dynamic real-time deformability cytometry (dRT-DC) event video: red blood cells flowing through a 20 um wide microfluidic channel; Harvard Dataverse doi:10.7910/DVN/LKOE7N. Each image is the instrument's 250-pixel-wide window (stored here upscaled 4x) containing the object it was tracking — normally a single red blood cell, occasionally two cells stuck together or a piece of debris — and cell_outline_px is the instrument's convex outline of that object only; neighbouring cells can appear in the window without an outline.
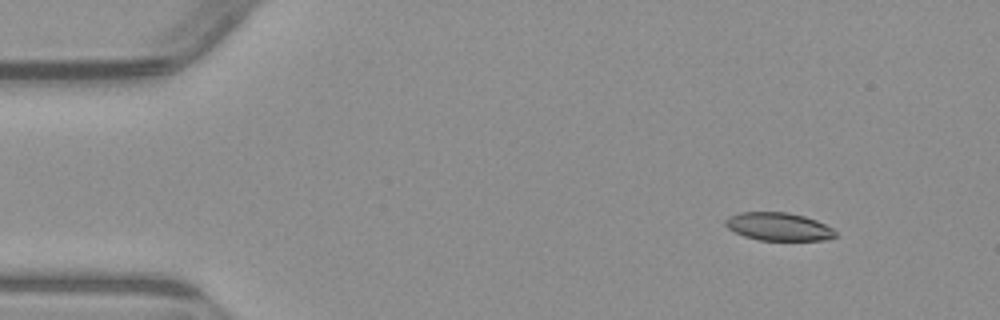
{"species": "common noctule bat (a hibernating species)", "species_latin": "Nyctalus noctula", "temperature_condition": "warm", "stored_images_in_passage": 4, "camera_frame_rate_fps": 3000, "um_per_image_px": 0.085, "animal": {"sex": "male", "body_mass_g": 23.1, "forearm_length_mm": 52.7}, "frame": {"image": 1, "passage_image": 1, "time_ms": 0.0, "image_size_px": [1000, 320], "cell_outline_px": [[836, 236], [824, 240], [760, 240], [744, 236], [728, 228], [724, 224], [724, 220], [728, 216], [740, 212], [788, 212], [804, 216], [816, 220], [832, 228], [836, 232]], "centroid_in_image_um": [66.15, 19.25], "position_along_channel_um": 18.8, "area_um2": 17.92}}
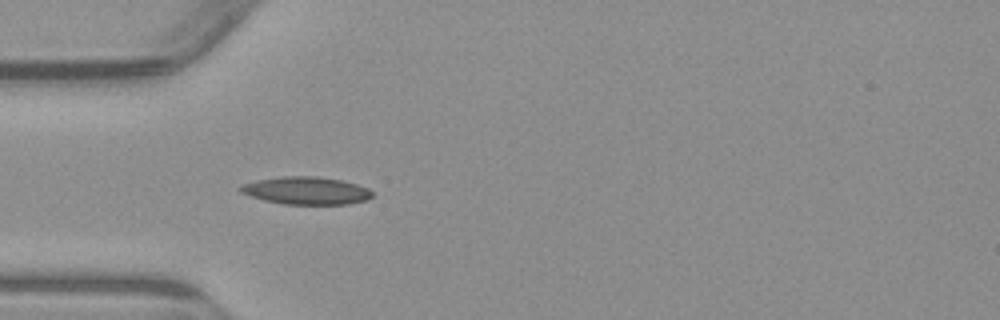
{"frame": {"image": 2, "passage_image": 4, "time_ms": 3.333, "image_size_px": [1000, 320], "cell_outline_px": [[372, 196], [368, 200], [348, 204], [284, 204], [264, 200], [240, 192], [236, 188], [244, 184], [260, 180], [284, 176], [312, 176], [340, 180], [356, 184], [368, 188], [372, 192]], "centroid_in_image_um": [26.04, 16.21], "position_along_channel_um": 59.0, "area_um2": 20.98}}